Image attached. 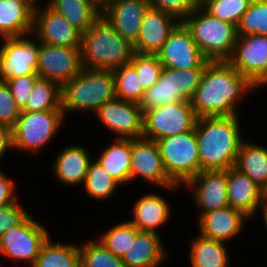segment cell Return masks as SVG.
Wrapping results in <instances>:
<instances>
[{"instance_id": "7402d4cb", "label": "cell", "mask_w": 267, "mask_h": 267, "mask_svg": "<svg viewBox=\"0 0 267 267\" xmlns=\"http://www.w3.org/2000/svg\"><path fill=\"white\" fill-rule=\"evenodd\" d=\"M227 194L230 207L240 211L250 220L262 203V189L237 168L227 169Z\"/></svg>"}, {"instance_id": "1f68e13d", "label": "cell", "mask_w": 267, "mask_h": 267, "mask_svg": "<svg viewBox=\"0 0 267 267\" xmlns=\"http://www.w3.org/2000/svg\"><path fill=\"white\" fill-rule=\"evenodd\" d=\"M47 110H62L61 86L52 80L38 77L33 84L27 104L21 111Z\"/></svg>"}, {"instance_id": "603a6c76", "label": "cell", "mask_w": 267, "mask_h": 267, "mask_svg": "<svg viewBox=\"0 0 267 267\" xmlns=\"http://www.w3.org/2000/svg\"><path fill=\"white\" fill-rule=\"evenodd\" d=\"M162 241L158 233L140 231L122 256L124 267H160L169 255Z\"/></svg>"}, {"instance_id": "7c38bea8", "label": "cell", "mask_w": 267, "mask_h": 267, "mask_svg": "<svg viewBox=\"0 0 267 267\" xmlns=\"http://www.w3.org/2000/svg\"><path fill=\"white\" fill-rule=\"evenodd\" d=\"M27 36L2 38L0 47V81L24 75L37 74L39 41ZM28 38V39H27Z\"/></svg>"}, {"instance_id": "9a60e30c", "label": "cell", "mask_w": 267, "mask_h": 267, "mask_svg": "<svg viewBox=\"0 0 267 267\" xmlns=\"http://www.w3.org/2000/svg\"><path fill=\"white\" fill-rule=\"evenodd\" d=\"M100 122L122 139L143 136V112L137 103L114 98L105 102L94 113Z\"/></svg>"}, {"instance_id": "f907efd6", "label": "cell", "mask_w": 267, "mask_h": 267, "mask_svg": "<svg viewBox=\"0 0 267 267\" xmlns=\"http://www.w3.org/2000/svg\"><path fill=\"white\" fill-rule=\"evenodd\" d=\"M8 1H14L18 3H36L37 0H8Z\"/></svg>"}, {"instance_id": "d6a6232c", "label": "cell", "mask_w": 267, "mask_h": 267, "mask_svg": "<svg viewBox=\"0 0 267 267\" xmlns=\"http://www.w3.org/2000/svg\"><path fill=\"white\" fill-rule=\"evenodd\" d=\"M119 185L121 184L109 175L96 159L90 162L83 185L89 198L97 199L98 201L107 200L115 195Z\"/></svg>"}, {"instance_id": "d6986e66", "label": "cell", "mask_w": 267, "mask_h": 267, "mask_svg": "<svg viewBox=\"0 0 267 267\" xmlns=\"http://www.w3.org/2000/svg\"><path fill=\"white\" fill-rule=\"evenodd\" d=\"M148 7L147 0H113L101 8V16L133 45Z\"/></svg>"}, {"instance_id": "4dcf8cb0", "label": "cell", "mask_w": 267, "mask_h": 267, "mask_svg": "<svg viewBox=\"0 0 267 267\" xmlns=\"http://www.w3.org/2000/svg\"><path fill=\"white\" fill-rule=\"evenodd\" d=\"M31 267H81L78 244L53 243L49 236Z\"/></svg>"}, {"instance_id": "5b68a950", "label": "cell", "mask_w": 267, "mask_h": 267, "mask_svg": "<svg viewBox=\"0 0 267 267\" xmlns=\"http://www.w3.org/2000/svg\"><path fill=\"white\" fill-rule=\"evenodd\" d=\"M182 23L203 56L209 61H227L237 39V27L206 13L198 6Z\"/></svg>"}, {"instance_id": "484cf974", "label": "cell", "mask_w": 267, "mask_h": 267, "mask_svg": "<svg viewBox=\"0 0 267 267\" xmlns=\"http://www.w3.org/2000/svg\"><path fill=\"white\" fill-rule=\"evenodd\" d=\"M170 205L160 195L147 194L139 198L133 207V219L129 220L139 231L158 233L170 218Z\"/></svg>"}, {"instance_id": "ffe728a7", "label": "cell", "mask_w": 267, "mask_h": 267, "mask_svg": "<svg viewBox=\"0 0 267 267\" xmlns=\"http://www.w3.org/2000/svg\"><path fill=\"white\" fill-rule=\"evenodd\" d=\"M179 23L173 15L149 6L133 44L134 52L156 54Z\"/></svg>"}, {"instance_id": "7bdbcfd3", "label": "cell", "mask_w": 267, "mask_h": 267, "mask_svg": "<svg viewBox=\"0 0 267 267\" xmlns=\"http://www.w3.org/2000/svg\"><path fill=\"white\" fill-rule=\"evenodd\" d=\"M29 214L17 201L0 207V236L19 225Z\"/></svg>"}, {"instance_id": "cb8c5ba5", "label": "cell", "mask_w": 267, "mask_h": 267, "mask_svg": "<svg viewBox=\"0 0 267 267\" xmlns=\"http://www.w3.org/2000/svg\"><path fill=\"white\" fill-rule=\"evenodd\" d=\"M90 152L83 146L71 145L65 147L58 153L53 163V173L55 177L68 186L83 184L86 179L88 166L92 161Z\"/></svg>"}, {"instance_id": "4fadbf2b", "label": "cell", "mask_w": 267, "mask_h": 267, "mask_svg": "<svg viewBox=\"0 0 267 267\" xmlns=\"http://www.w3.org/2000/svg\"><path fill=\"white\" fill-rule=\"evenodd\" d=\"M80 47H61L39 42L37 74L61 87L82 70Z\"/></svg>"}, {"instance_id": "8fae6325", "label": "cell", "mask_w": 267, "mask_h": 267, "mask_svg": "<svg viewBox=\"0 0 267 267\" xmlns=\"http://www.w3.org/2000/svg\"><path fill=\"white\" fill-rule=\"evenodd\" d=\"M137 176L169 191L180 187L168 177L157 142L144 137L131 139L130 181Z\"/></svg>"}, {"instance_id": "74e56055", "label": "cell", "mask_w": 267, "mask_h": 267, "mask_svg": "<svg viewBox=\"0 0 267 267\" xmlns=\"http://www.w3.org/2000/svg\"><path fill=\"white\" fill-rule=\"evenodd\" d=\"M248 34L267 36V0H252L243 14L237 35Z\"/></svg>"}, {"instance_id": "f35d334b", "label": "cell", "mask_w": 267, "mask_h": 267, "mask_svg": "<svg viewBox=\"0 0 267 267\" xmlns=\"http://www.w3.org/2000/svg\"><path fill=\"white\" fill-rule=\"evenodd\" d=\"M130 63L134 66L145 89L158 82L163 66L157 54L134 52Z\"/></svg>"}, {"instance_id": "e575fe53", "label": "cell", "mask_w": 267, "mask_h": 267, "mask_svg": "<svg viewBox=\"0 0 267 267\" xmlns=\"http://www.w3.org/2000/svg\"><path fill=\"white\" fill-rule=\"evenodd\" d=\"M140 231L129 221L121 222L111 227L99 237L100 243L115 256H122L134 244Z\"/></svg>"}, {"instance_id": "60d3db41", "label": "cell", "mask_w": 267, "mask_h": 267, "mask_svg": "<svg viewBox=\"0 0 267 267\" xmlns=\"http://www.w3.org/2000/svg\"><path fill=\"white\" fill-rule=\"evenodd\" d=\"M20 112L7 83L0 81V123L13 128Z\"/></svg>"}, {"instance_id": "681fc988", "label": "cell", "mask_w": 267, "mask_h": 267, "mask_svg": "<svg viewBox=\"0 0 267 267\" xmlns=\"http://www.w3.org/2000/svg\"><path fill=\"white\" fill-rule=\"evenodd\" d=\"M100 8L108 4L109 2L113 0H93Z\"/></svg>"}, {"instance_id": "ee69618b", "label": "cell", "mask_w": 267, "mask_h": 267, "mask_svg": "<svg viewBox=\"0 0 267 267\" xmlns=\"http://www.w3.org/2000/svg\"><path fill=\"white\" fill-rule=\"evenodd\" d=\"M15 182L0 171V207L7 206L17 201Z\"/></svg>"}, {"instance_id": "f546056e", "label": "cell", "mask_w": 267, "mask_h": 267, "mask_svg": "<svg viewBox=\"0 0 267 267\" xmlns=\"http://www.w3.org/2000/svg\"><path fill=\"white\" fill-rule=\"evenodd\" d=\"M225 243L197 235L189 247L191 267H229Z\"/></svg>"}, {"instance_id": "9c48e42d", "label": "cell", "mask_w": 267, "mask_h": 267, "mask_svg": "<svg viewBox=\"0 0 267 267\" xmlns=\"http://www.w3.org/2000/svg\"><path fill=\"white\" fill-rule=\"evenodd\" d=\"M198 116L191 102L168 103L143 112V136L159 139L195 129Z\"/></svg>"}, {"instance_id": "ac0fdd59", "label": "cell", "mask_w": 267, "mask_h": 267, "mask_svg": "<svg viewBox=\"0 0 267 267\" xmlns=\"http://www.w3.org/2000/svg\"><path fill=\"white\" fill-rule=\"evenodd\" d=\"M192 190L197 208L206 211L229 206L227 194V170H203L186 184Z\"/></svg>"}, {"instance_id": "ab89813d", "label": "cell", "mask_w": 267, "mask_h": 267, "mask_svg": "<svg viewBox=\"0 0 267 267\" xmlns=\"http://www.w3.org/2000/svg\"><path fill=\"white\" fill-rule=\"evenodd\" d=\"M150 7L160 9L176 17L180 22L198 6L200 0H147Z\"/></svg>"}, {"instance_id": "b9f144b4", "label": "cell", "mask_w": 267, "mask_h": 267, "mask_svg": "<svg viewBox=\"0 0 267 267\" xmlns=\"http://www.w3.org/2000/svg\"><path fill=\"white\" fill-rule=\"evenodd\" d=\"M38 77V74H30L5 80L17 106L21 110L27 104L33 84Z\"/></svg>"}, {"instance_id": "6da1fadb", "label": "cell", "mask_w": 267, "mask_h": 267, "mask_svg": "<svg viewBox=\"0 0 267 267\" xmlns=\"http://www.w3.org/2000/svg\"><path fill=\"white\" fill-rule=\"evenodd\" d=\"M254 85L227 61H209L191 105L198 117L238 115L237 104Z\"/></svg>"}, {"instance_id": "2e32d148", "label": "cell", "mask_w": 267, "mask_h": 267, "mask_svg": "<svg viewBox=\"0 0 267 267\" xmlns=\"http://www.w3.org/2000/svg\"><path fill=\"white\" fill-rule=\"evenodd\" d=\"M227 62L254 85L267 71V36L238 35Z\"/></svg>"}, {"instance_id": "44dd1931", "label": "cell", "mask_w": 267, "mask_h": 267, "mask_svg": "<svg viewBox=\"0 0 267 267\" xmlns=\"http://www.w3.org/2000/svg\"><path fill=\"white\" fill-rule=\"evenodd\" d=\"M199 214L198 229L200 235L223 242H228L239 236L248 218L230 206Z\"/></svg>"}, {"instance_id": "8d00e7d4", "label": "cell", "mask_w": 267, "mask_h": 267, "mask_svg": "<svg viewBox=\"0 0 267 267\" xmlns=\"http://www.w3.org/2000/svg\"><path fill=\"white\" fill-rule=\"evenodd\" d=\"M80 249L81 267H124L122 258L115 256L100 241H82Z\"/></svg>"}, {"instance_id": "f1b7e54d", "label": "cell", "mask_w": 267, "mask_h": 267, "mask_svg": "<svg viewBox=\"0 0 267 267\" xmlns=\"http://www.w3.org/2000/svg\"><path fill=\"white\" fill-rule=\"evenodd\" d=\"M234 167L263 189L267 185V148L243 139Z\"/></svg>"}, {"instance_id": "8992f818", "label": "cell", "mask_w": 267, "mask_h": 267, "mask_svg": "<svg viewBox=\"0 0 267 267\" xmlns=\"http://www.w3.org/2000/svg\"><path fill=\"white\" fill-rule=\"evenodd\" d=\"M203 70L204 68L181 70L163 67L158 82L143 93L138 104L142 112L168 103L191 102Z\"/></svg>"}, {"instance_id": "d4e9b609", "label": "cell", "mask_w": 267, "mask_h": 267, "mask_svg": "<svg viewBox=\"0 0 267 267\" xmlns=\"http://www.w3.org/2000/svg\"><path fill=\"white\" fill-rule=\"evenodd\" d=\"M35 4L0 0L1 39L32 34L34 11L39 5Z\"/></svg>"}, {"instance_id": "3957f363", "label": "cell", "mask_w": 267, "mask_h": 267, "mask_svg": "<svg viewBox=\"0 0 267 267\" xmlns=\"http://www.w3.org/2000/svg\"><path fill=\"white\" fill-rule=\"evenodd\" d=\"M133 45L102 16L81 37V64L87 69L113 70L130 63Z\"/></svg>"}, {"instance_id": "ba28073f", "label": "cell", "mask_w": 267, "mask_h": 267, "mask_svg": "<svg viewBox=\"0 0 267 267\" xmlns=\"http://www.w3.org/2000/svg\"><path fill=\"white\" fill-rule=\"evenodd\" d=\"M168 177L176 185H185L200 172L195 129L156 141Z\"/></svg>"}, {"instance_id": "7dc6e473", "label": "cell", "mask_w": 267, "mask_h": 267, "mask_svg": "<svg viewBox=\"0 0 267 267\" xmlns=\"http://www.w3.org/2000/svg\"><path fill=\"white\" fill-rule=\"evenodd\" d=\"M261 207L267 208V185L262 189V203Z\"/></svg>"}, {"instance_id": "5bb4252c", "label": "cell", "mask_w": 267, "mask_h": 267, "mask_svg": "<svg viewBox=\"0 0 267 267\" xmlns=\"http://www.w3.org/2000/svg\"><path fill=\"white\" fill-rule=\"evenodd\" d=\"M163 67L174 69L205 68L209 62L192 39L191 33L180 22L156 53Z\"/></svg>"}, {"instance_id": "bcb514c9", "label": "cell", "mask_w": 267, "mask_h": 267, "mask_svg": "<svg viewBox=\"0 0 267 267\" xmlns=\"http://www.w3.org/2000/svg\"><path fill=\"white\" fill-rule=\"evenodd\" d=\"M267 85V71L266 73L254 84V89Z\"/></svg>"}, {"instance_id": "52a82bcc", "label": "cell", "mask_w": 267, "mask_h": 267, "mask_svg": "<svg viewBox=\"0 0 267 267\" xmlns=\"http://www.w3.org/2000/svg\"><path fill=\"white\" fill-rule=\"evenodd\" d=\"M65 115L63 110L40 112L21 111L12 128L13 150L37 152L47 146L60 130Z\"/></svg>"}, {"instance_id": "277c9868", "label": "cell", "mask_w": 267, "mask_h": 267, "mask_svg": "<svg viewBox=\"0 0 267 267\" xmlns=\"http://www.w3.org/2000/svg\"><path fill=\"white\" fill-rule=\"evenodd\" d=\"M115 97L112 70L82 68L78 75L61 87L62 110L65 118L69 111L95 113L101 105Z\"/></svg>"}, {"instance_id": "7a4b0ae2", "label": "cell", "mask_w": 267, "mask_h": 267, "mask_svg": "<svg viewBox=\"0 0 267 267\" xmlns=\"http://www.w3.org/2000/svg\"><path fill=\"white\" fill-rule=\"evenodd\" d=\"M238 115L202 116L195 125V135L203 170H227L235 166L242 139Z\"/></svg>"}, {"instance_id": "e0dca14e", "label": "cell", "mask_w": 267, "mask_h": 267, "mask_svg": "<svg viewBox=\"0 0 267 267\" xmlns=\"http://www.w3.org/2000/svg\"><path fill=\"white\" fill-rule=\"evenodd\" d=\"M33 35L39 42L61 47H81L82 33L61 14L45 5L34 11Z\"/></svg>"}, {"instance_id": "c3c4849f", "label": "cell", "mask_w": 267, "mask_h": 267, "mask_svg": "<svg viewBox=\"0 0 267 267\" xmlns=\"http://www.w3.org/2000/svg\"><path fill=\"white\" fill-rule=\"evenodd\" d=\"M260 210H261L262 217H263V220H264V225H265L266 231H267V208L261 207Z\"/></svg>"}, {"instance_id": "836d02e7", "label": "cell", "mask_w": 267, "mask_h": 267, "mask_svg": "<svg viewBox=\"0 0 267 267\" xmlns=\"http://www.w3.org/2000/svg\"><path fill=\"white\" fill-rule=\"evenodd\" d=\"M112 71L116 98L139 104L146 89L143 87L134 66L128 63Z\"/></svg>"}, {"instance_id": "83f0119b", "label": "cell", "mask_w": 267, "mask_h": 267, "mask_svg": "<svg viewBox=\"0 0 267 267\" xmlns=\"http://www.w3.org/2000/svg\"><path fill=\"white\" fill-rule=\"evenodd\" d=\"M97 162L121 185L130 182L131 139L115 138Z\"/></svg>"}, {"instance_id": "d590c367", "label": "cell", "mask_w": 267, "mask_h": 267, "mask_svg": "<svg viewBox=\"0 0 267 267\" xmlns=\"http://www.w3.org/2000/svg\"><path fill=\"white\" fill-rule=\"evenodd\" d=\"M252 0H200L199 6L210 16L238 26Z\"/></svg>"}, {"instance_id": "30bf717a", "label": "cell", "mask_w": 267, "mask_h": 267, "mask_svg": "<svg viewBox=\"0 0 267 267\" xmlns=\"http://www.w3.org/2000/svg\"><path fill=\"white\" fill-rule=\"evenodd\" d=\"M49 235L29 214L19 225L0 236V255L10 260L28 261L32 266Z\"/></svg>"}, {"instance_id": "4316f807", "label": "cell", "mask_w": 267, "mask_h": 267, "mask_svg": "<svg viewBox=\"0 0 267 267\" xmlns=\"http://www.w3.org/2000/svg\"><path fill=\"white\" fill-rule=\"evenodd\" d=\"M46 5L64 16L81 33L101 16V8L93 0H49Z\"/></svg>"}, {"instance_id": "f6af8a7d", "label": "cell", "mask_w": 267, "mask_h": 267, "mask_svg": "<svg viewBox=\"0 0 267 267\" xmlns=\"http://www.w3.org/2000/svg\"><path fill=\"white\" fill-rule=\"evenodd\" d=\"M11 149H13L12 128L6 124L0 123V160L4 157L7 151H10Z\"/></svg>"}]
</instances>
